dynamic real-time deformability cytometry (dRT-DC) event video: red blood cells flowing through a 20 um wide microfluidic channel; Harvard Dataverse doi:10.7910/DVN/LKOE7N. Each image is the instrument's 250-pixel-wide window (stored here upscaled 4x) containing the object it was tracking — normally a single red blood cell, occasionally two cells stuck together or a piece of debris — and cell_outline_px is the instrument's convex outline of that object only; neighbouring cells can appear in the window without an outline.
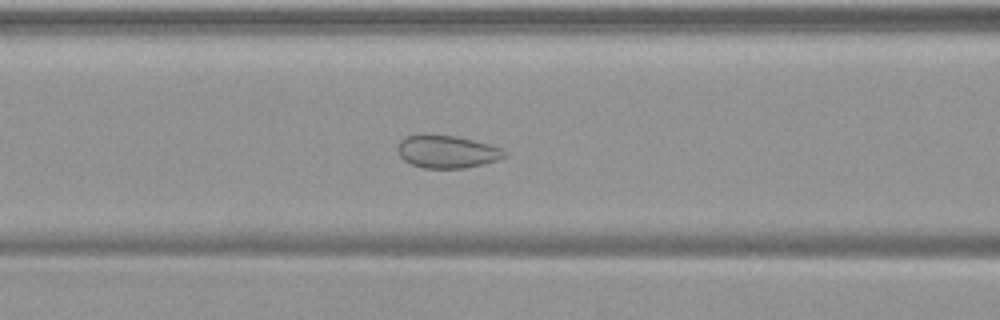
{"species": "common noctule bat (a hibernating species)", "species_latin": "Nyctalus noctula", "temperature_condition": "warm", "stored_images_in_passage": 46, "camera_frame_rate_fps": 3000, "um_per_image_px": 0.085, "animal": {"sex": "female", "body_mass_g": 19.9}, "frame": {"image": 1, "passage_image": 22, "time_ms": 7.0, "image_size_px": [1000, 320], "cell_outline_px": [[508, 156], [484, 164], [464, 168], [424, 168], [412, 164], [404, 160], [400, 156], [396, 148], [400, 140], [404, 136], [420, 132], [424, 132], [456, 136], [488, 144], [500, 148], [508, 152]], "centroid_in_image_um": [37.94, 12.86], "position_along_channel_um": 128.7, "area_um2": 20.87}}
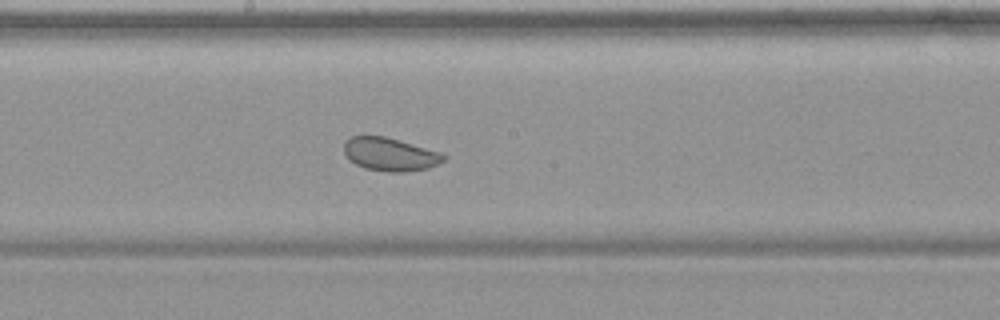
{"frame": {"image": 2, "passage_image": 29, "time_ms": 9.333, "image_size_px": [1000, 320], "cell_outline_px": [[448, 156], [444, 160], [428, 168], [404, 172], [388, 172], [364, 168], [348, 160], [344, 152], [344, 140], [352, 136], [384, 136], [400, 140], [440, 152]], "centroid_in_image_um": [33.12, 13.11], "position_along_channel_um": 215.1, "area_um2": 19.36}}
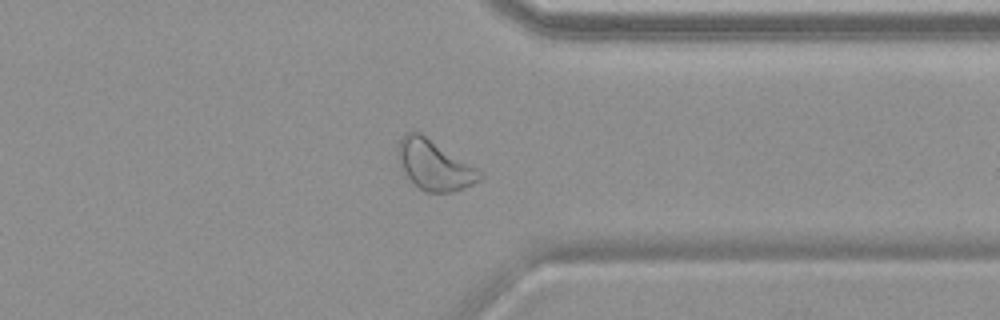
{"frame": {"image": 3, "passage_image": 42, "time_ms": 13.667, "image_size_px": [1000, 320], "cell_outline_px": [[484, 176], [480, 180], [472, 184], [452, 192], [424, 192], [400, 172], [396, 148], [396, 144], [408, 132], [420, 132], [484, 172]], "centroid_in_image_um": [36.88, 14.04], "position_along_channel_um": 374.5, "area_um2": 24.16}}